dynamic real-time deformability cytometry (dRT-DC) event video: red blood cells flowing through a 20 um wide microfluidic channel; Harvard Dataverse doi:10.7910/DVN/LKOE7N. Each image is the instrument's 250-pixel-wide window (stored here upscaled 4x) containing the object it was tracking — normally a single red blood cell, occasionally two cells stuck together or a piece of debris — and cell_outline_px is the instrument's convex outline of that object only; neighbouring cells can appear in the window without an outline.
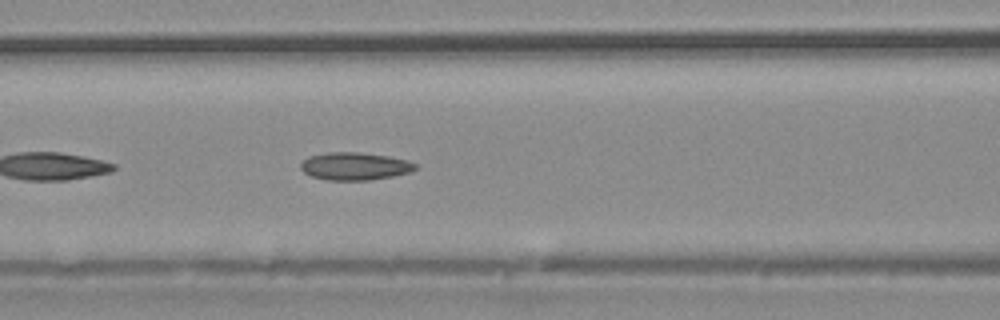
{"species": "common noctule bat (a hibernating species)", "species_latin": "Nyctalus noctula", "temperature_condition": "warm", "stored_images_in_passage": 25, "camera_frame_rate_fps": 3000, "um_per_image_px": 0.085, "animal": {"sex": "male", "body_mass_g": 20.4}, "frame": {"image": 1, "passage_image": 15, "time_ms": 4.667, "image_size_px": [1000, 320], "cell_outline_px": [[416, 168], [412, 172], [392, 176], [368, 180], [328, 180], [312, 176], [304, 172], [300, 168], [300, 164], [308, 156], [328, 152], [356, 152], [388, 156], [408, 160], [416, 164]], "centroid_in_image_um": [30.16, 14.12], "position_along_channel_um": 136.4, "area_um2": 18.44}}
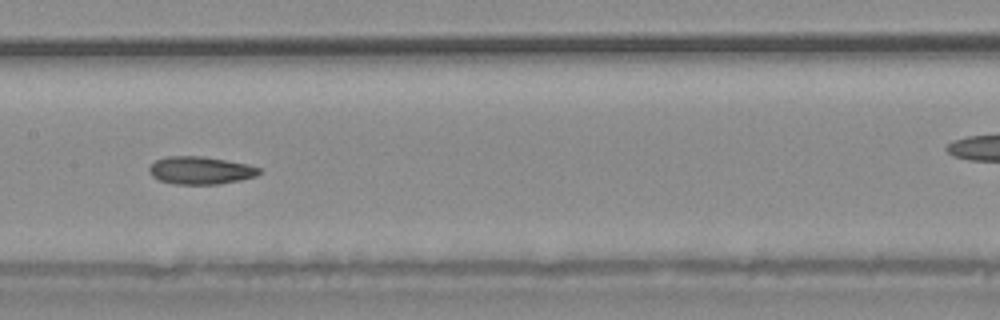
{"frame": {"image": 2, "passage_image": 18, "time_ms": 5.667, "image_size_px": [1000, 320], "cell_outline_px": [[260, 172], [256, 176], [240, 180], [220, 184], [176, 184], [160, 180], [152, 176], [148, 172], [148, 168], [156, 160], [168, 156], [204, 156], [248, 164], [260, 168]], "centroid_in_image_um": [17.04, 14.48], "position_along_channel_um": 190.4, "area_um2": 17.74}}